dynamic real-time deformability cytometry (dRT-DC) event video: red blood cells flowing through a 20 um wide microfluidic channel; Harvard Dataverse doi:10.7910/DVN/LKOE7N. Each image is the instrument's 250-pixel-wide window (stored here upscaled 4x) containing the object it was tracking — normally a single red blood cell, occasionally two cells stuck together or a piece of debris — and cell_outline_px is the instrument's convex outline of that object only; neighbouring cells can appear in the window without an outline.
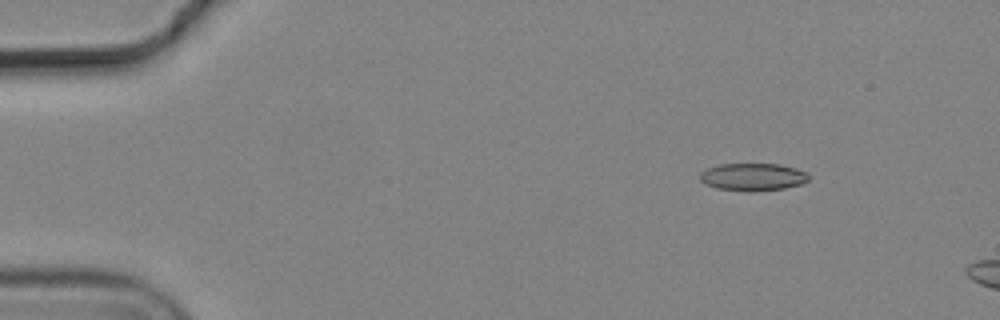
{"species": "common noctule bat (a hibernating species)", "species_latin": "Nyctalus noctula", "temperature_condition": "cold", "stored_images_in_passage": 3, "camera_frame_rate_fps": 3000, "um_per_image_px": 0.085, "animal": {"sex": "male", "body_mass_g": 19.2, "forearm_length_mm": 51.8}, "frame": {"image": 1, "passage_image": 1, "time_ms": 0.0, "image_size_px": [1000, 320], "cell_outline_px": [[808, 180], [800, 184], [784, 188], [752, 192], [748, 192], [716, 188], [704, 184], [700, 180], [700, 172], [708, 168], [720, 164], [780, 164], [796, 168], [808, 172]], "centroid_in_image_um": [63.98, 15.04], "position_along_channel_um": 21.0, "area_um2": 17.57}}